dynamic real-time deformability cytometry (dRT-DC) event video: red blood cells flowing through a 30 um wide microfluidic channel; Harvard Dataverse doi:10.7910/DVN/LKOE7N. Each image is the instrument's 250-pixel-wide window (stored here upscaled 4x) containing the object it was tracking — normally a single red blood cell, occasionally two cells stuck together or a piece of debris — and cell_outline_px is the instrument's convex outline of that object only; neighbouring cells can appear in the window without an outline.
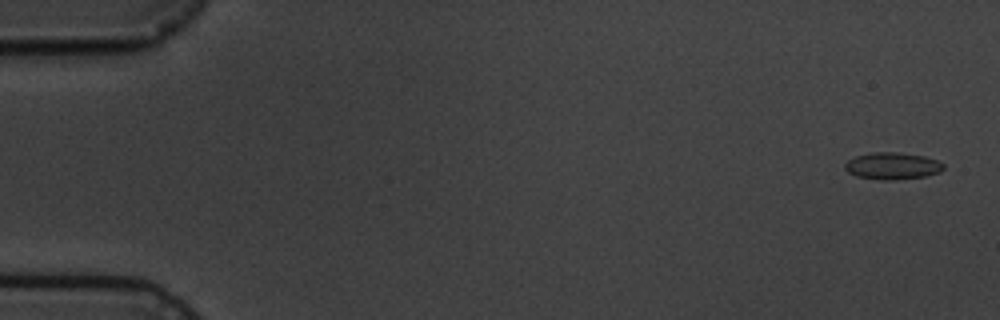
{"species": "common noctule bat (a hibernating species)", "species_latin": "Nyctalus noctula", "temperature_condition": "cold", "stored_images_in_passage": 8, "camera_frame_rate_fps": 3000, "um_per_image_px": 0.085, "animal": {"sex": "male", "body_mass_g": 19.5, "forearm_length_mm": 54.6}, "frame": {"image": 1, "passage_image": 1, "time_ms": 0.0, "image_size_px": [1000, 320], "cell_outline_px": [[944, 168], [940, 172], [924, 176], [896, 180], [880, 180], [856, 176], [848, 172], [844, 168], [844, 164], [848, 160], [856, 156], [872, 152], [900, 152], [924, 156], [936, 160], [944, 164]], "centroid_in_image_um": [75.84, 14.1], "position_along_channel_um": 9.2, "area_um2": 15.55}}
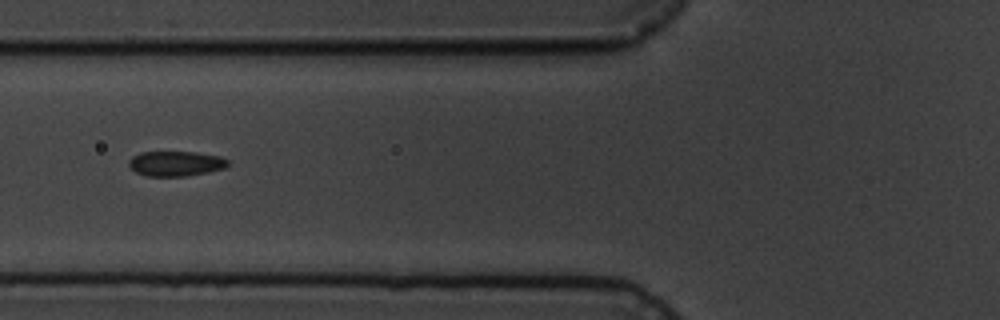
{"frame": {"image": 2, "passage_image": 7, "time_ms": 6.667, "image_size_px": [1000, 320], "cell_outline_px": [[228, 164], [224, 168], [208, 172], [188, 176], [148, 176], [136, 172], [128, 164], [128, 160], [132, 156], [140, 152], [196, 152], [220, 156], [228, 160]], "centroid_in_image_um": [14.93, 13.9], "position_along_channel_um": 110.9, "area_um2": 14.45}}
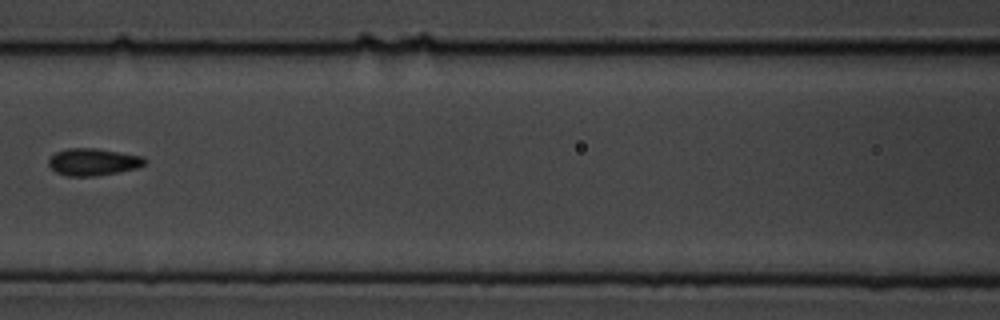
{"frame": {"image": 3, "passage_image": 8, "time_ms": 8.0, "image_size_px": [1000, 320], "cell_outline_px": [[148, 160], [144, 164], [136, 168], [120, 172], [92, 176], [68, 176], [56, 172], [48, 164], [48, 160], [56, 152], [68, 148], [96, 148], [144, 156]], "centroid_in_image_um": [7.94, 13.76], "position_along_channel_um": 158.7, "area_um2": 15.2}}